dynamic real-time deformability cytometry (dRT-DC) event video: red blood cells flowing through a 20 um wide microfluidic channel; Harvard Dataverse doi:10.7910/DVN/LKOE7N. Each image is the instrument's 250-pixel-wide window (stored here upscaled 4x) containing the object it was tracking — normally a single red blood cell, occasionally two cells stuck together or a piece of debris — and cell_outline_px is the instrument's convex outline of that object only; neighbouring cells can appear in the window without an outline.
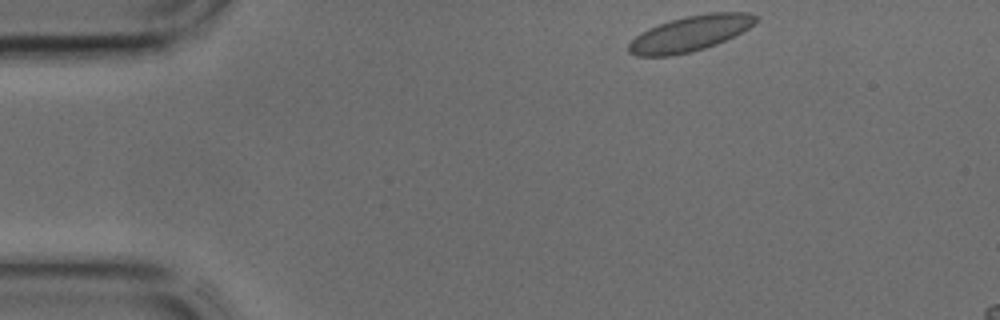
{"species": "common noctule bat (a hibernating species)", "species_latin": "Nyctalus noctula", "temperature_condition": "cold", "stored_images_in_passage": 6, "camera_frame_rate_fps": 3000, "um_per_image_px": 0.085, "animal": {"sex": "male", "body_mass_g": 17.9, "forearm_length_mm": 54.2}, "frame": {"image": 1, "passage_image": 1, "time_ms": 0.0, "image_size_px": [1000, 320], "cell_outline_px": [[756, 20], [748, 28], [716, 44], [692, 52], [672, 56], [636, 56], [628, 52], [628, 44], [640, 32], [648, 28], [672, 20], [688, 16], [708, 12], [748, 12], [756, 16]], "centroid_in_image_um": [58.61, 2.86], "position_along_channel_um": 26.4, "area_um2": 25.95}}